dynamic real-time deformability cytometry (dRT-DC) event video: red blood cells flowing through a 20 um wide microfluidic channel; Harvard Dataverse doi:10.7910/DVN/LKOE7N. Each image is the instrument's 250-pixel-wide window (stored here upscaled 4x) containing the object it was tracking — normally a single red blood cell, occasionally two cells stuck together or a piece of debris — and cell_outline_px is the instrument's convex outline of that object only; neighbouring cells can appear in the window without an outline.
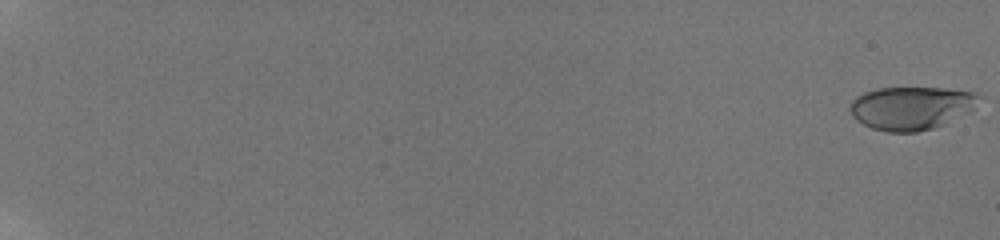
{"species": "human", "species_latin": "Homo sapiens", "temperature_condition": "room temperature", "stored_images_in_passage": 14, "camera_frame_rate_fps": 3000, "um_per_image_px": 0.085, "donor": {"sex": "male"}, "frame": {"image": 1, "passage_image": 1, "time_ms": 0.0, "image_size_px": [1000, 240], "cell_outline_px": [[980, 96], [972, 108], [968, 112], [944, 124], [932, 128], [916, 132], [888, 132], [872, 128], [856, 120], [852, 116], [848, 108], [852, 100], [856, 96], [864, 92], [876, 88], [940, 88], [972, 92]], "centroid_in_image_um": [77.38, 9.18], "position_along_channel_um": 7.6, "area_um2": 32.19}}
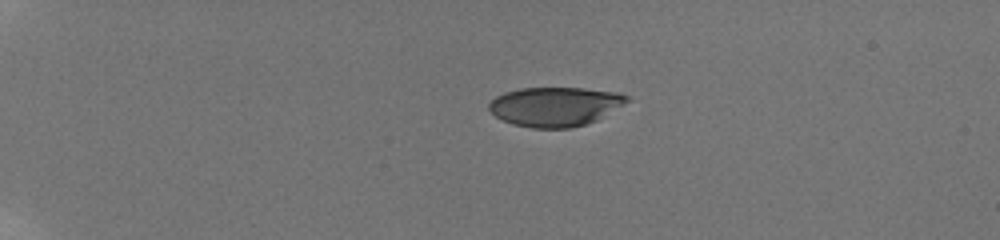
{"frame": {"image": 2, "passage_image": 8, "time_ms": 5.333, "image_size_px": [1000, 240], "cell_outline_px": [[628, 100], [624, 104], [596, 120], [572, 128], [532, 128], [512, 124], [496, 116], [488, 108], [488, 104], [496, 96], [504, 92], [520, 88], [584, 88], [616, 92], [628, 96]], "centroid_in_image_um": [47.15, 9.05], "position_along_channel_um": 37.8, "area_um2": 31.39}}
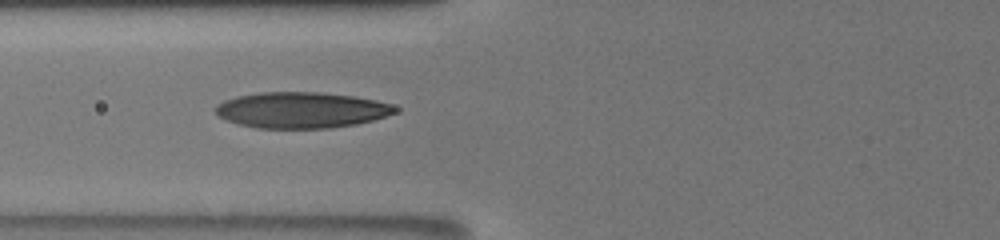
{"frame": {"image": 3, "passage_image": 13, "time_ms": 9.333, "image_size_px": [1000, 240], "cell_outline_px": [[400, 108], [396, 112], [372, 120], [356, 124], [328, 128], [256, 128], [240, 124], [228, 120], [220, 116], [212, 108], [216, 104], [224, 100], [236, 96], [260, 92], [316, 92], [352, 96], [376, 100], [392, 104]], "centroid_in_image_um": [25.6, 9.35], "position_along_channel_um": 100.2, "area_um2": 37.57}}